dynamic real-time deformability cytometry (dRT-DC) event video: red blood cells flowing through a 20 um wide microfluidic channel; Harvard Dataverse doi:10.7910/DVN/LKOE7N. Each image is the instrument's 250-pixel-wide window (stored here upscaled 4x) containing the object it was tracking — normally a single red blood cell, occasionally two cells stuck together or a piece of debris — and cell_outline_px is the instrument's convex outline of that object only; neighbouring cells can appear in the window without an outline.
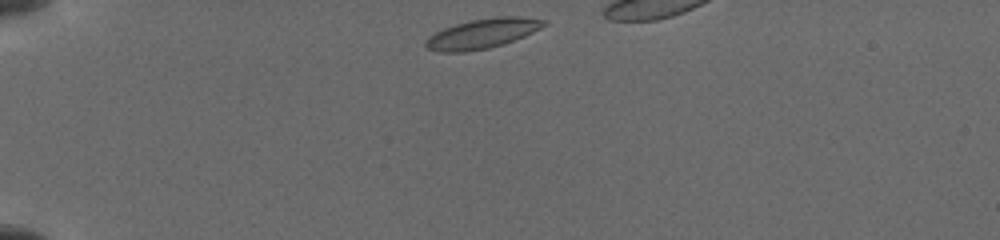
{"species": "common noctule bat (a hibernating species)", "species_latin": "Nyctalus noctula", "temperature_condition": "cold", "stored_images_in_passage": 39, "camera_frame_rate_fps": 3000, "um_per_image_px": 0.085, "animal": {"sex": "female", "body_mass_g": 19.5, "forearm_length_mm": 54.1}, "frame": {"image": 1, "passage_image": 1, "time_ms": 0.0, "image_size_px": [1000, 240], "cell_outline_px": [[548, 24], [524, 36], [504, 44], [488, 48], [464, 52], [440, 52], [428, 48], [424, 44], [424, 40], [428, 36], [444, 28], [456, 24], [472, 20], [496, 16], [520, 16], [548, 20]], "centroid_in_image_um": [41.02, 2.84], "position_along_channel_um": 44.0, "area_um2": 20.52}}
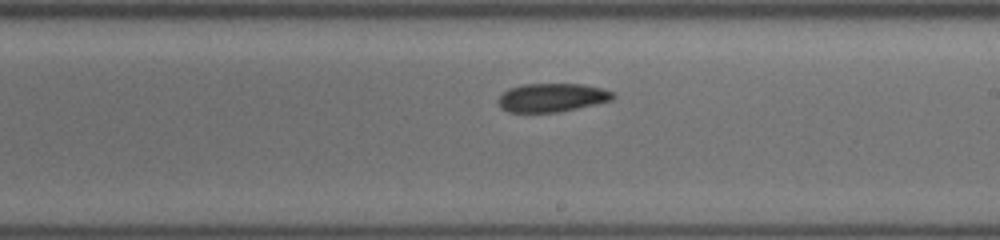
{"frame": {"image": 2, "passage_image": 21, "time_ms": 6.333, "image_size_px": [1000, 240], "cell_outline_px": [[616, 96], [612, 100], [576, 108], [556, 112], [508, 112], [500, 108], [496, 100], [508, 88], [524, 84], [584, 84], [604, 88], [612, 92]], "centroid_in_image_um": [46.89, 8.29], "position_along_channel_um": 242.1, "area_um2": 19.13}}
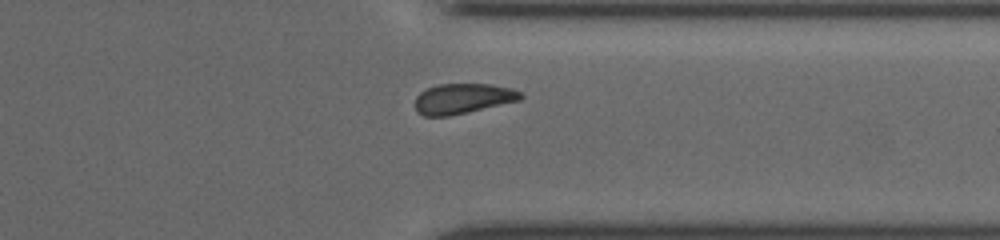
{"frame": {"image": 3, "passage_image": 33, "time_ms": 9.667, "image_size_px": [1000, 240], "cell_outline_px": [[524, 96], [520, 100], [448, 116], [424, 116], [416, 112], [416, 96], [420, 92], [428, 88], [440, 84], [492, 84], [512, 88], [520, 92]], "centroid_in_image_um": [39.34, 8.37], "position_along_channel_um": 372.1, "area_um2": 18.44}}